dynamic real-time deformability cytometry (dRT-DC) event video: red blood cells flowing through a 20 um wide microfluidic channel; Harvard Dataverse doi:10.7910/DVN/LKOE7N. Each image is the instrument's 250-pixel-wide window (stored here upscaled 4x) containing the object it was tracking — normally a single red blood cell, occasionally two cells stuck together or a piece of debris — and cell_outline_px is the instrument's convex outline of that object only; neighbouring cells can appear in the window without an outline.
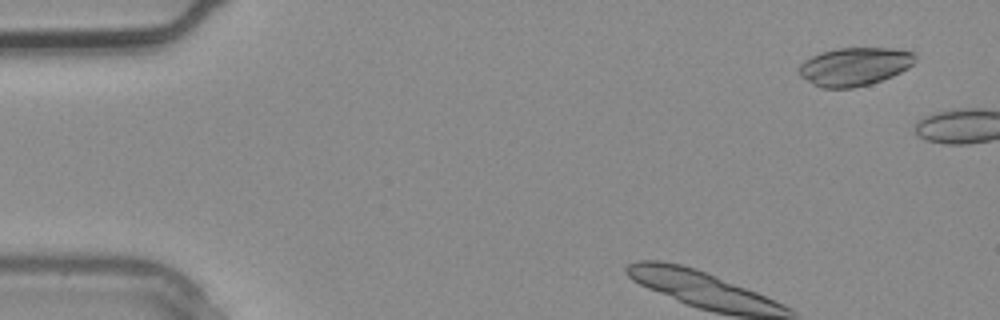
{"species": "common noctule bat (a hibernating species)", "species_latin": "Nyctalus noctula", "temperature_condition": "warm", "stored_images_in_passage": 4, "camera_frame_rate_fps": 3000, "um_per_image_px": 0.085, "animal": {"sex": "male", "body_mass_g": 20.4}, "frame": {"image": 1, "passage_image": 1, "time_ms": 0.0, "image_size_px": [1000, 320], "cell_outline_px": [[916, 60], [908, 68], [892, 76], [868, 84], [852, 88], [820, 88], [812, 84], [800, 76], [796, 72], [800, 64], [804, 60], [820, 52], [836, 48], [892, 48], [916, 52]], "centroid_in_image_um": [72.6, 5.65], "position_along_channel_um": 12.4, "area_um2": 26.13}}